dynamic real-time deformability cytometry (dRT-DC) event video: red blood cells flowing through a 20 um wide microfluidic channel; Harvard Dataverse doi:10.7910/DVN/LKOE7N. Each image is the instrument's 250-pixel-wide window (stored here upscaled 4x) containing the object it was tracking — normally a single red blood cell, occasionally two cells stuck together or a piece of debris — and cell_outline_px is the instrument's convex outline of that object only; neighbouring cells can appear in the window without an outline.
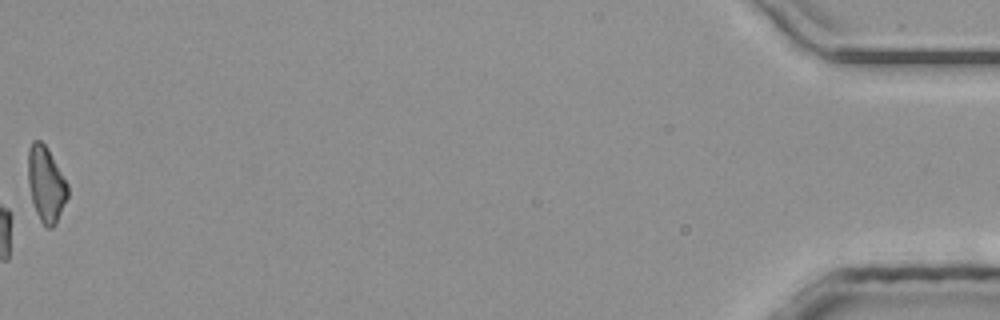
{"species": "common noctule bat (a hibernating species)", "species_latin": "Nyctalus noctula", "temperature_condition": "room temperature", "stored_images_in_passage": 49, "camera_frame_rate_fps": 3000, "um_per_image_px": 0.085, "animal": {"sex": "male", "body_mass_g": 20.4}, "frame": {"image": 1, "passage_image": 49, "time_ms": 16.0, "image_size_px": [1000, 320], "cell_outline_px": [[68, 196], [56, 224], [52, 228], [44, 228], [36, 212], [32, 200], [28, 184], [28, 148], [32, 140], [40, 140], [48, 148], [68, 184]], "centroid_in_image_um": [3.91, 15.66], "position_along_channel_um": 431.3, "area_um2": 17.57}}